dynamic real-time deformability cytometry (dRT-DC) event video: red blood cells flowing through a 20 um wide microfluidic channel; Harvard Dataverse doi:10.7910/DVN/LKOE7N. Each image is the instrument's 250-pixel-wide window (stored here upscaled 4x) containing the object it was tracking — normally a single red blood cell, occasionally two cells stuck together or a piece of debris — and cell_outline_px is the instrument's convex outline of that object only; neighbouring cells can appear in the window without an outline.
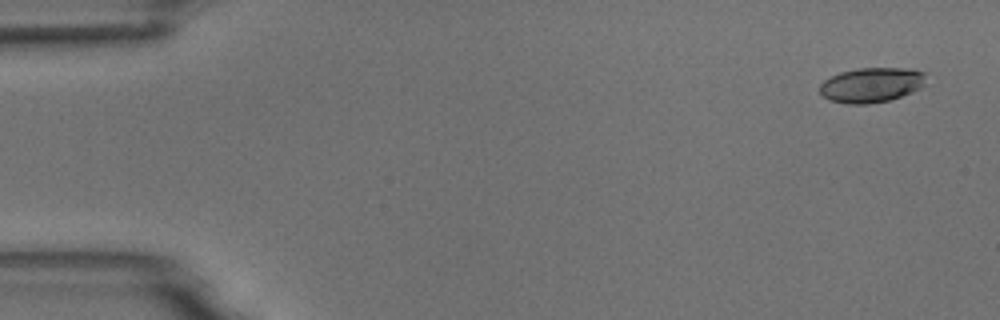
{"species": "common noctule bat (a hibernating species)", "species_latin": "Nyctalus noctula", "temperature_condition": "room temperature", "stored_images_in_passage": 4, "camera_frame_rate_fps": 3000, "um_per_image_px": 0.085, "animal": {"sex": "male", "body_mass_g": 18.8}, "frame": {"image": 1, "passage_image": 1, "time_ms": 0.0, "image_size_px": [1000, 320], "cell_outline_px": [[928, 72], [924, 84], [920, 88], [912, 92], [888, 100], [868, 104], [848, 104], [828, 100], [820, 92], [820, 84], [824, 80], [840, 72], [860, 68], [904, 68]], "centroid_in_image_um": [74.09, 7.21], "position_along_channel_um": 10.9, "area_um2": 21.62}}
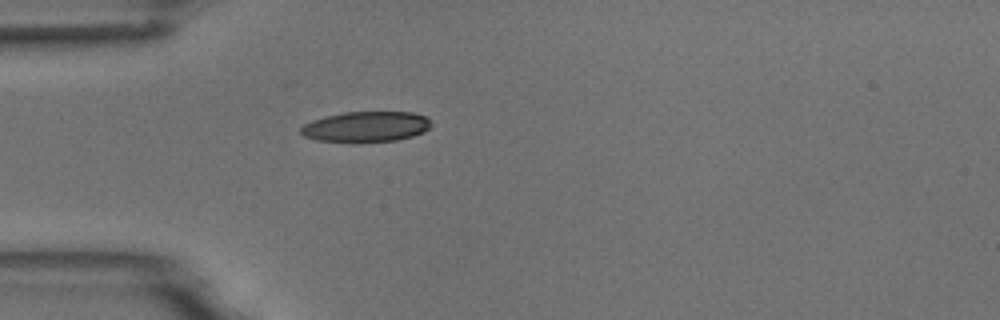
{"frame": {"image": 2, "passage_image": 4, "time_ms": 4.333, "image_size_px": [1000, 320], "cell_outline_px": [[432, 124], [424, 132], [412, 136], [396, 140], [316, 140], [304, 136], [300, 132], [300, 128], [304, 124], [312, 120], [324, 116], [344, 112], [412, 112], [428, 116], [432, 120]], "centroid_in_image_um": [31.15, 10.73], "position_along_channel_um": 53.8, "area_um2": 22.72}}